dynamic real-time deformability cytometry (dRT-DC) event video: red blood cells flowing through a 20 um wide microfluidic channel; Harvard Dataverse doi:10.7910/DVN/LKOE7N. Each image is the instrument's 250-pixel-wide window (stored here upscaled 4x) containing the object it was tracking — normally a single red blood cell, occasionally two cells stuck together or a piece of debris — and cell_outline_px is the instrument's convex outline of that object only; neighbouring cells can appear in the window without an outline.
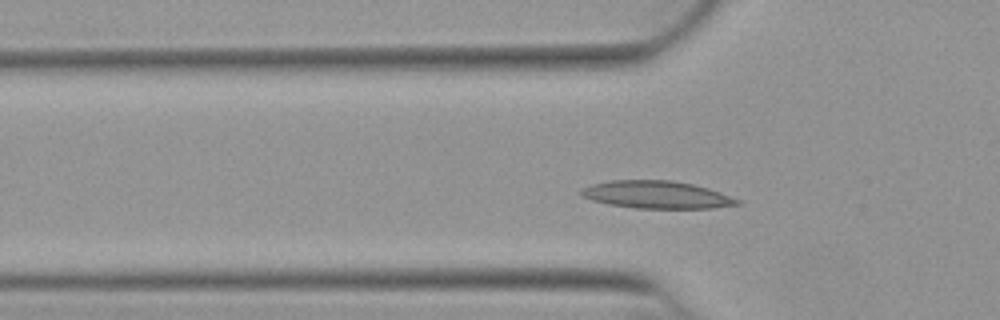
{"species": "Egyptian fruit bat (a non-hibernating species)", "species_latin": "Rousettus aegyptiacus", "temperature_condition": "warm", "stored_images_in_passage": 39, "camera_frame_rate_fps": 3000, "um_per_image_px": 0.085, "animal": {"sex": "female"}, "frame": {"image": 1, "passage_image": 3, "time_ms": 0.667, "image_size_px": [1000, 320], "cell_outline_px": [[744, 204], [712, 208], [636, 208], [608, 204], [592, 200], [580, 196], [580, 192], [584, 188], [592, 184], [612, 180], [672, 180], [692, 184], [708, 188], [720, 192], [740, 200]], "centroid_in_image_um": [55.84, 16.55], "position_along_channel_um": 70.0, "area_um2": 25.03}}
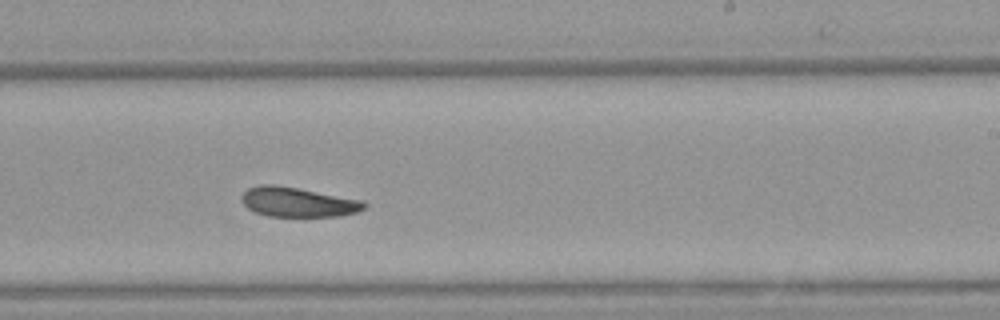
{"frame": {"image": 2, "passage_image": 18, "time_ms": 5.667, "image_size_px": [1000, 320], "cell_outline_px": [[368, 204], [364, 208], [356, 212], [340, 216], [268, 216], [256, 212], [248, 208], [240, 200], [240, 196], [248, 188], [260, 184], [276, 184], [364, 200]], "centroid_in_image_um": [25.31, 17.16], "position_along_channel_um": 263.7, "area_um2": 21.27}}
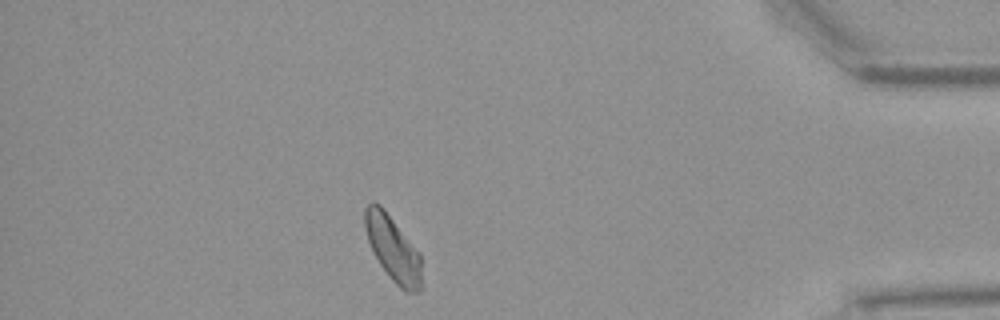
{"frame": {"image": 3, "passage_image": 32, "time_ms": 10.333, "image_size_px": [1000, 320], "cell_outline_px": [[420, 292], [404, 292], [392, 280], [380, 264], [368, 240], [364, 228], [364, 208], [372, 200], [380, 204], [384, 208], [420, 252]], "centroid_in_image_um": [33.38, 21.08], "position_along_channel_um": 401.8, "area_um2": 21.5}}